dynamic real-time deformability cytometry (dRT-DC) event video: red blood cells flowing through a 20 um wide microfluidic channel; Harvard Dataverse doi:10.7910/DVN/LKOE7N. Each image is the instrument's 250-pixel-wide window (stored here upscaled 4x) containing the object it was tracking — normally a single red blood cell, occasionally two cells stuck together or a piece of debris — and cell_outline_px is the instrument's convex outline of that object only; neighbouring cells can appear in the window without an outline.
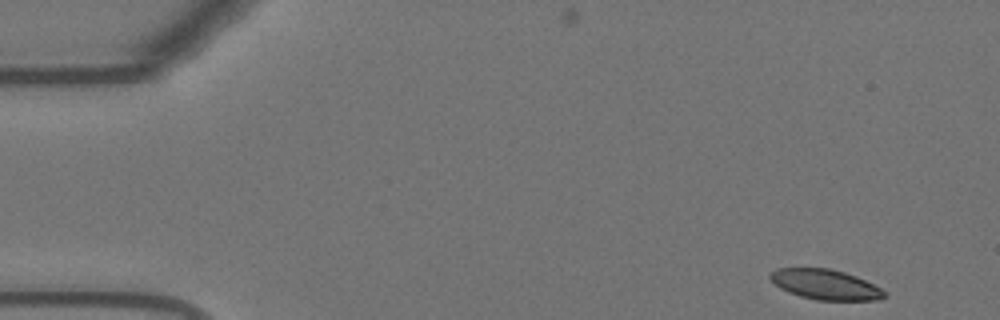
{"species": "Egyptian fruit bat (a non-hibernating species)", "species_latin": "Rousettus aegyptiacus", "temperature_condition": "warm", "stored_images_in_passage": 7, "camera_frame_rate_fps": 3000, "um_per_image_px": 0.085, "animal": {"sex": "female"}, "frame": {"image": 1, "passage_image": 1, "time_ms": 0.0, "image_size_px": [1000, 320], "cell_outline_px": [[888, 296], [876, 300], [816, 300], [800, 296], [788, 292], [780, 288], [768, 276], [776, 268], [828, 268], [844, 272], [856, 276], [880, 288]], "centroid_in_image_um": [70.14, 24.18], "position_along_channel_um": 14.9, "area_um2": 19.88}}